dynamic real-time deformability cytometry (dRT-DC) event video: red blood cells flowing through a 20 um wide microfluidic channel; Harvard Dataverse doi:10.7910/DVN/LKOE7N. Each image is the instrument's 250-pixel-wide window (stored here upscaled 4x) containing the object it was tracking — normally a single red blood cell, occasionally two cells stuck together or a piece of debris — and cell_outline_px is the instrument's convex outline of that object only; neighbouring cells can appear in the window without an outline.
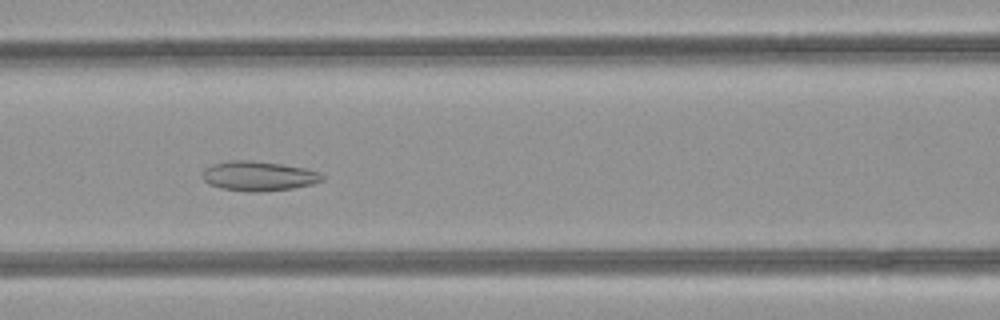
{"species": "common noctule bat (a hibernating species)", "species_latin": "Nyctalus noctula", "temperature_condition": "room temperature", "stored_images_in_passage": 50, "segment_of_instrument_passage": [1, 2], "camera_frame_rate_fps": 3000, "um_per_image_px": 0.085, "animal": {"sex": "female", "body_mass_g": 21.9}, "frame": {"image": 1, "passage_image": 21, "time_ms": 6.667, "image_size_px": [1000, 320], "cell_outline_px": [[324, 180], [312, 184], [292, 188], [260, 192], [248, 192], [220, 188], [208, 184], [200, 176], [204, 168], [212, 164], [228, 160], [252, 160], [280, 164], [304, 168], [316, 172], [324, 176]], "centroid_in_image_um": [21.9, 14.96], "position_along_channel_um": 144.7, "area_um2": 20.81}}
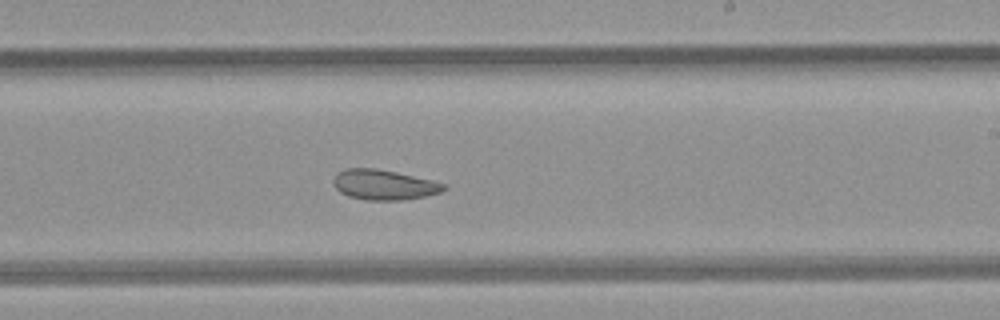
{"frame": {"image": 2, "passage_image": 29, "time_ms": 9.333, "image_size_px": [1000, 320], "cell_outline_px": [[448, 188], [440, 192], [424, 196], [400, 200], [368, 200], [348, 196], [340, 192], [332, 184], [332, 180], [336, 172], [344, 168], [376, 168], [396, 172], [432, 180], [448, 184]], "centroid_in_image_um": [32.61, 15.69], "position_along_channel_um": 256.4, "area_um2": 19.54}}
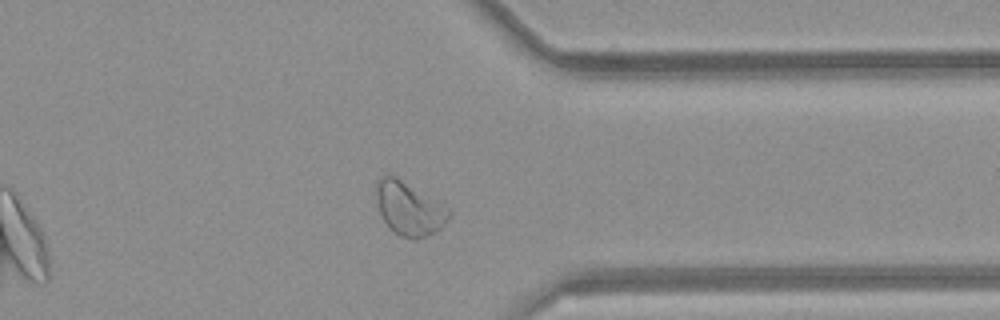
{"frame": {"image": 3, "passage_image": 38, "time_ms": 12.333, "image_size_px": [1000, 320], "cell_outline_px": [[452, 212], [448, 220], [440, 228], [416, 240], [412, 240], [400, 236], [388, 228], [380, 212], [376, 200], [376, 180], [384, 176], [396, 176], [448, 208]], "centroid_in_image_um": [34.75, 17.75], "position_along_channel_um": 376.7, "area_um2": 22.37}}